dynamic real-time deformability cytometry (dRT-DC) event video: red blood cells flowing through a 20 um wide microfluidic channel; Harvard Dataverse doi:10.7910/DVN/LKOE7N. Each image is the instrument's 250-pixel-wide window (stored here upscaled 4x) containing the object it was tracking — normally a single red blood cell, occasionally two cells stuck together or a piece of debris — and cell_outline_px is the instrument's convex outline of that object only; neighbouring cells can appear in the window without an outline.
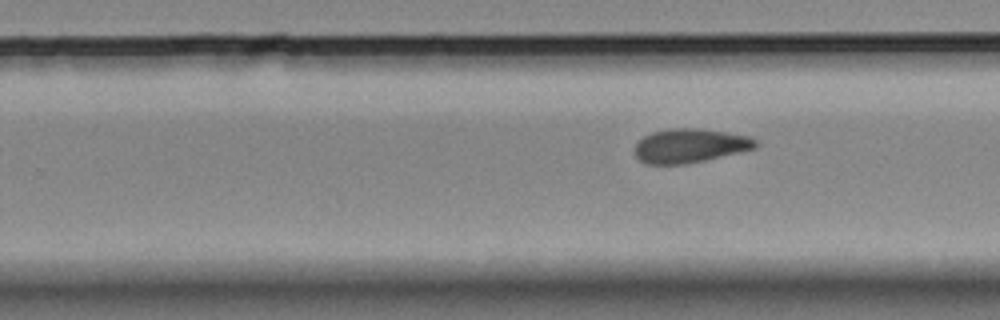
{"species": "Egyptian fruit bat (a non-hibernating species)", "species_latin": "Rousettus aegyptiacus", "temperature_condition": "room temperature", "stored_images_in_passage": 12, "camera_frame_rate_fps": 3000, "um_per_image_px": 0.085, "animal": {"sex": "female"}, "frame": {"image": 1, "passage_image": 12, "time_ms": 12.667, "image_size_px": [1000, 320], "cell_outline_px": [[756, 148], [704, 160], [684, 164], [648, 164], [640, 160], [636, 156], [636, 144], [644, 136], [652, 132], [668, 128], [696, 128], [724, 132], [748, 136], [756, 140]], "centroid_in_image_um": [58.62, 12.38], "position_along_channel_um": 271.2, "area_um2": 23.58}}